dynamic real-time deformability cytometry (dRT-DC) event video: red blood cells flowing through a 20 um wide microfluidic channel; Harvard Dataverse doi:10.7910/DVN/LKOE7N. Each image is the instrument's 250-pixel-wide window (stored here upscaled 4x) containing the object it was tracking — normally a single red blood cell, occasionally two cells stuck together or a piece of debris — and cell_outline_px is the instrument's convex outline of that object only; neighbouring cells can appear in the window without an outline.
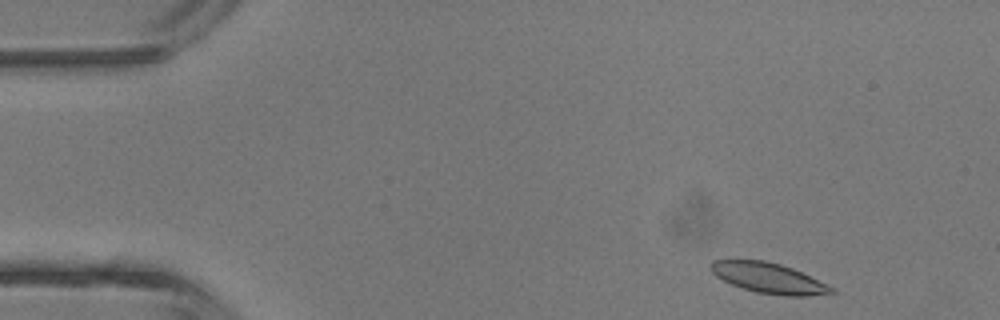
{"species": "common noctule bat (a hibernating species)", "species_latin": "Nyctalus noctula", "temperature_condition": "room temperature", "stored_images_in_passage": 3, "camera_frame_rate_fps": 3000, "um_per_image_px": 0.085, "animal": {"sex": "male", "body_mass_g": 13.3}, "frame": {"image": 1, "passage_image": 1, "time_ms": 0.0, "image_size_px": [1000, 320], "cell_outline_px": [[836, 292], [808, 296], [784, 296], [756, 292], [732, 284], [716, 276], [712, 272], [708, 264], [712, 260], [728, 256], [732, 256], [764, 260], [780, 264], [792, 268], [828, 284], [836, 288]], "centroid_in_image_um": [65.25, 23.57], "position_along_channel_um": 19.7, "area_um2": 22.14}}